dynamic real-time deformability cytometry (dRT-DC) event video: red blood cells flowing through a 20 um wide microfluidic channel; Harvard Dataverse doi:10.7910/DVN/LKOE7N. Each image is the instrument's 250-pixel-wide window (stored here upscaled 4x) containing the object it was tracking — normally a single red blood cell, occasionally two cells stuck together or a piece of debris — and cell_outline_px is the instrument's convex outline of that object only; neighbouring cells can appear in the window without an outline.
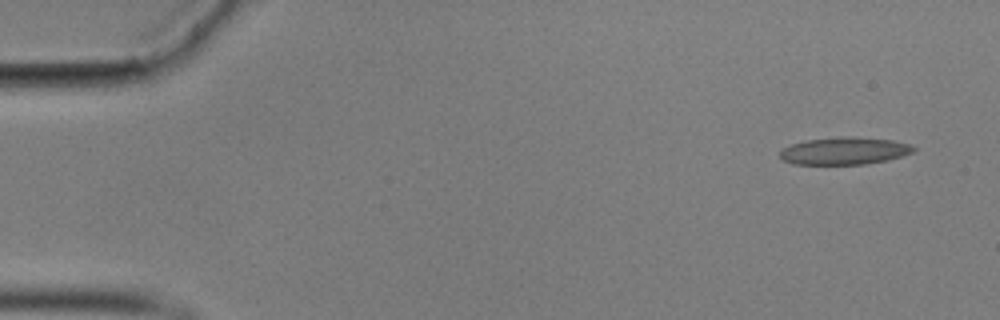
{"species": "common noctule bat (a hibernating species)", "species_latin": "Nyctalus noctula", "temperature_condition": "cold", "stored_images_in_passage": 54, "camera_frame_rate_fps": 3000, "um_per_image_px": 0.085, "animal": {"sex": "male", "body_mass_g": 17.9}, "frame": {"image": 1, "passage_image": 1, "time_ms": 0.0, "image_size_px": [1000, 320], "cell_outline_px": [[916, 148], [912, 152], [888, 160], [864, 164], [792, 164], [784, 160], [780, 156], [780, 152], [784, 148], [792, 144], [808, 140], [844, 136], [848, 136], [892, 140], [912, 144]], "centroid_in_image_um": [71.8, 12.82], "position_along_channel_um": 13.2, "area_um2": 21.1}}
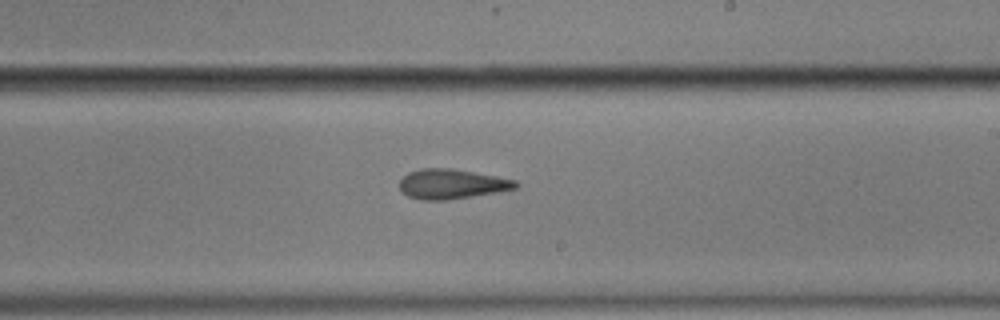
{"frame": {"image": 2, "passage_image": 31, "time_ms": 10.0, "image_size_px": [1000, 320], "cell_outline_px": [[520, 184], [516, 188], [496, 192], [472, 196], [444, 200], [420, 200], [408, 196], [400, 192], [400, 180], [408, 172], [420, 168], [452, 168], [496, 176], [516, 180]], "centroid_in_image_um": [38.37, 15.63], "position_along_channel_um": 250.6, "area_um2": 20.17}}
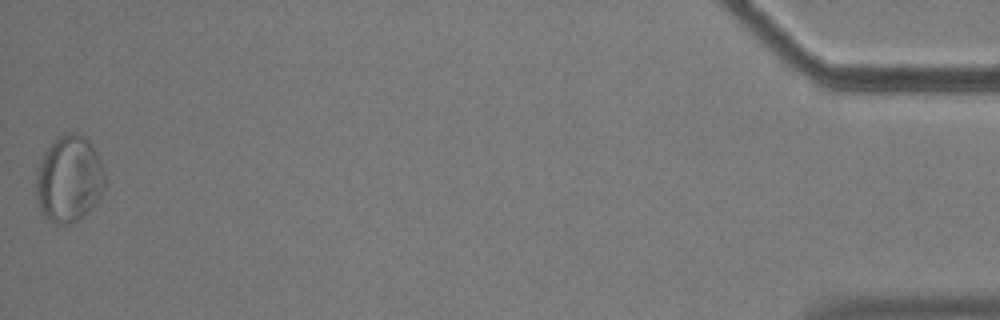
{"frame": {"image": 3, "passage_image": 54, "time_ms": 17.667, "image_size_px": [1000, 320], "cell_outline_px": [[104, 188], [96, 200], [76, 220], [60, 224], [56, 224], [48, 220], [40, 208], [36, 200], [36, 180], [40, 160], [52, 140], [56, 136], [68, 132], [76, 132], [84, 136], [88, 140], [96, 152], [104, 168]], "centroid_in_image_um": [5.84, 15.15], "position_along_channel_um": 429.4, "area_um2": 34.22}, "authors_computed_cell_mechanics": {"area_um2": 21.0103, "velocity_mm_per_s": 3.5069, "shape_relaxation_time_tau1_ms": 8.0331, "shape_relaxation_time_tau2_ms": 3.7062, "deformation_change_tau1": 0.1522, "deformation_change_tau2": 0.1294}}